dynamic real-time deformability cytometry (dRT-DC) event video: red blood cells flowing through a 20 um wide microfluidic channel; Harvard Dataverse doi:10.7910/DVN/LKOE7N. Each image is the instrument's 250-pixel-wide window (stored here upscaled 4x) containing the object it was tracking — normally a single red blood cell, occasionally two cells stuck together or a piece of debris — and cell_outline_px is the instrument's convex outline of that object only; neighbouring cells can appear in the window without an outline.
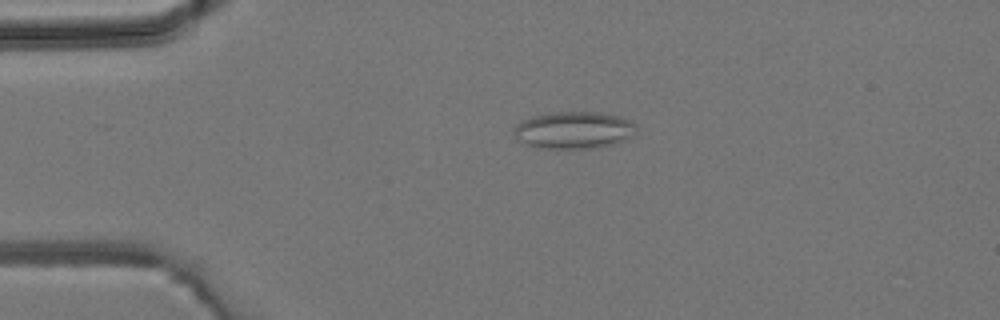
{"species": "common noctule bat (a hibernating species)", "species_latin": "Nyctalus noctula", "temperature_condition": "room temperature", "stored_images_in_passage": 5, "camera_frame_rate_fps": 3000, "um_per_image_px": 0.085, "animal": {"sex": "male", "body_mass_g": 19.2, "forearm_length_mm": 51.8}, "frame": {"image": 1, "passage_image": 3, "time_ms": 2.333, "image_size_px": [1000, 320], "cell_outline_px": [[636, 132], [632, 136], [624, 140], [600, 148], [544, 148], [528, 144], [520, 140], [512, 132], [516, 124], [532, 116], [548, 112], [600, 112], [620, 116], [632, 120], [636, 124]], "centroid_in_image_um": [48.82, 11.04], "position_along_channel_um": 36.2, "area_um2": 26.59}}